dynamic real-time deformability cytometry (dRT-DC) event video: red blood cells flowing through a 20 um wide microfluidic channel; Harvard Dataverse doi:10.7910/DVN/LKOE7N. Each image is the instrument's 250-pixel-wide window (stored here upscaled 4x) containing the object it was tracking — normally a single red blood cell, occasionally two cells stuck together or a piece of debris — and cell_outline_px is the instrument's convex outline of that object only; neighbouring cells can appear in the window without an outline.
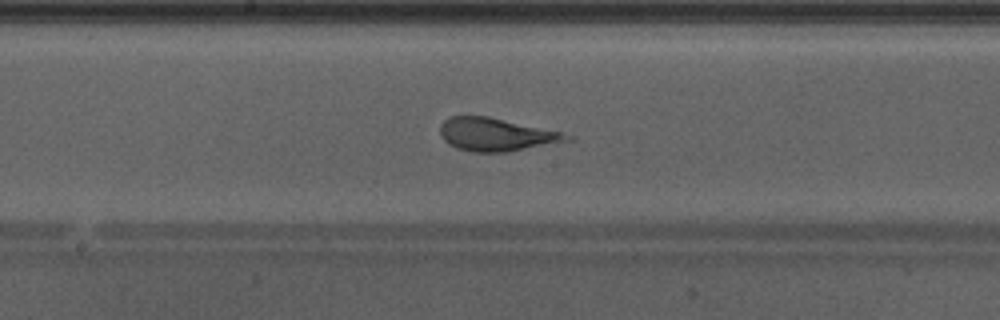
{"species": "Egyptian fruit bat (a non-hibernating species)", "species_latin": "Rousettus aegyptiacus", "temperature_condition": "warm", "stored_images_in_passage": 44, "camera_frame_rate_fps": 3000, "um_per_image_px": 0.085, "animal": {"sex": "male"}, "frame": {"image": 1, "passage_image": 26, "time_ms": 8.333, "image_size_px": [1000, 320], "cell_outline_px": [[576, 140], [508, 152], [472, 152], [456, 148], [448, 144], [440, 136], [440, 124], [448, 116], [488, 116], [560, 132], [576, 136]], "centroid_in_image_um": [42.2, 11.45], "position_along_channel_um": 206.0, "area_um2": 24.68}}